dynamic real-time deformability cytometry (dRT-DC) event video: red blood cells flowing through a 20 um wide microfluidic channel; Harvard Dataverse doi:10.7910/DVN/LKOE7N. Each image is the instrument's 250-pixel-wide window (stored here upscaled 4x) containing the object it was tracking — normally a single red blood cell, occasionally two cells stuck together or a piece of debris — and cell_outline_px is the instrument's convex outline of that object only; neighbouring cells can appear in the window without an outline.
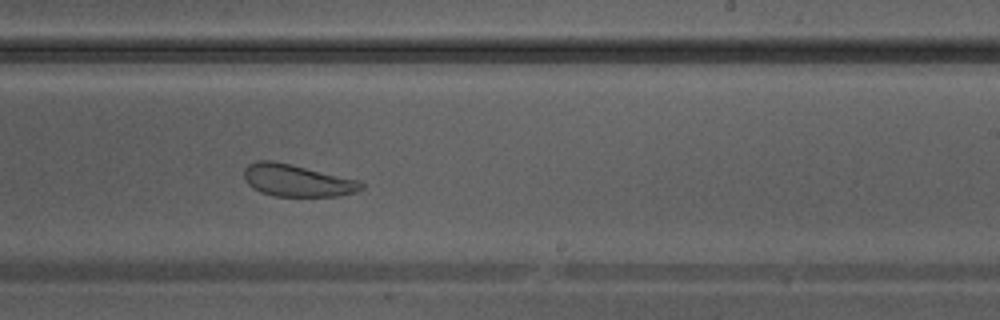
{"species": "Egyptian fruit bat (a non-hibernating species)", "species_latin": "Rousettus aegyptiacus", "temperature_condition": "warm", "stored_images_in_passage": 37, "camera_frame_rate_fps": 3000, "um_per_image_px": 0.085, "animal": {"sex": "male"}, "frame": {"image": 1, "passage_image": 22, "time_ms": 7.0, "image_size_px": [1000, 320], "cell_outline_px": [[364, 188], [356, 192], [340, 196], [276, 196], [260, 192], [252, 188], [244, 180], [244, 168], [248, 164], [260, 160], [272, 160], [292, 164], [360, 180], [364, 184]], "centroid_in_image_um": [25.26, 15.34], "position_along_channel_um": 263.7, "area_um2": 22.2}}